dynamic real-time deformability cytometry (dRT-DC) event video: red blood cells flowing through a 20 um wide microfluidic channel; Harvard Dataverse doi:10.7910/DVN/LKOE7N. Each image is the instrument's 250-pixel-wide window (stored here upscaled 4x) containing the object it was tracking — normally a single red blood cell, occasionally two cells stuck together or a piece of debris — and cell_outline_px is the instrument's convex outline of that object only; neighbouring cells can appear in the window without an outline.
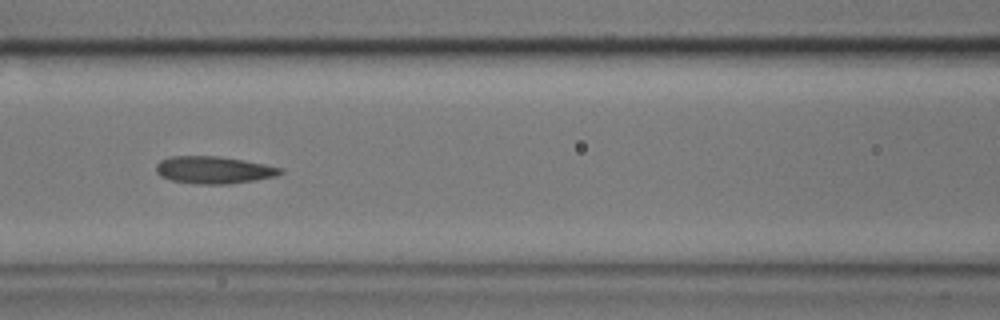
{"species": "common noctule bat (a hibernating species)", "species_latin": "Nyctalus noctula", "temperature_condition": "cold", "stored_images_in_passage": 9, "camera_frame_rate_fps": 3000, "um_per_image_px": 0.085, "animal": {"sex": "male", "body_mass_g": 17.9}, "frame": {"image": 1, "passage_image": 7, "time_ms": 2.0, "image_size_px": [1000, 320], "cell_outline_px": [[284, 172], [276, 176], [256, 180], [228, 184], [192, 184], [172, 180], [160, 176], [156, 172], [156, 164], [160, 160], [172, 156], [216, 156], [244, 160], [284, 168]], "centroid_in_image_um": [18.17, 14.45], "position_along_channel_um": 148.4, "area_um2": 19.88}}